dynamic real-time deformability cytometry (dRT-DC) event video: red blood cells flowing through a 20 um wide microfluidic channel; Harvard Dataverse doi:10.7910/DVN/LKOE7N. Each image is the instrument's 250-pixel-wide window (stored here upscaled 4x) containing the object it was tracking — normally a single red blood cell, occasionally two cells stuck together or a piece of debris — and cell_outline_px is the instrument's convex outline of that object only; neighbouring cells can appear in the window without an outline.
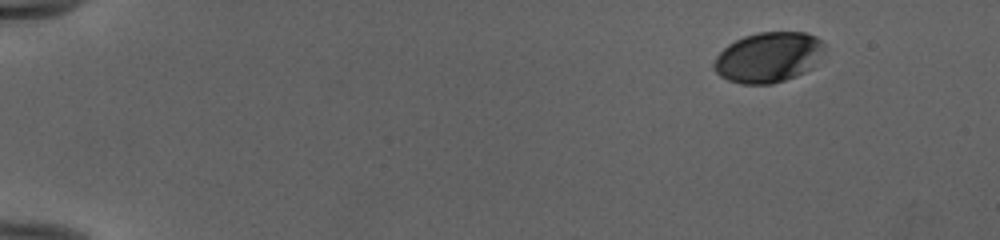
{"species": "human", "species_latin": "Homo sapiens", "temperature_condition": "cold", "stored_images_in_passage": 48, "camera_frame_rate_fps": 3000, "um_per_image_px": 0.085, "donor": {"sex": "female"}, "frame": {"image": 1, "passage_image": 1, "time_ms": 0.0, "image_size_px": [1000, 240], "cell_outline_px": [[824, 52], [812, 68], [796, 76], [772, 84], [740, 84], [728, 80], [720, 76], [716, 72], [712, 64], [716, 56], [728, 44], [744, 36], [756, 32], [804, 32], [816, 36], [824, 44]], "centroid_in_image_um": [65.31, 4.87], "position_along_channel_um": 19.7, "area_um2": 32.54}}
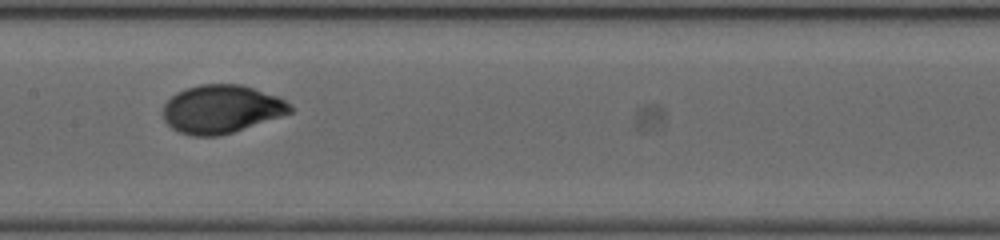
{"frame": {"image": 2, "passage_image": 24, "time_ms": 7.667, "image_size_px": [1000, 240], "cell_outline_px": [[292, 112], [220, 136], [192, 136], [180, 132], [172, 128], [164, 120], [164, 104], [176, 92], [200, 84], [240, 84], [276, 96], [284, 100], [292, 108]], "centroid_in_image_um": [18.78, 9.27], "position_along_channel_um": 188.6, "area_um2": 35.2}}
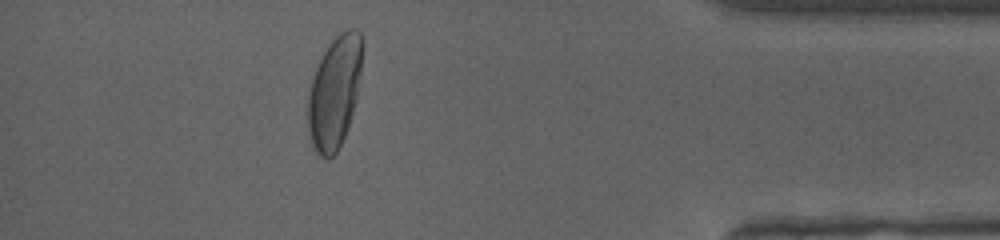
{"frame": {"image": 3, "passage_image": 43, "time_ms": 14.0, "image_size_px": [1000, 240], "cell_outline_px": [[364, 48], [360, 76], [356, 100], [344, 136], [336, 152], [328, 160], [320, 156], [312, 148], [308, 136], [308, 96], [312, 76], [324, 52], [332, 40], [340, 32], [348, 28], [356, 28], [360, 32], [364, 44]], "centroid_in_image_um": [28.44, 7.81], "position_along_channel_um": 406.8, "area_um2": 35.84}, "authors_computed_cell_mechanics": {"area_um2": 34.7378, "velocity_mm_per_s": 3.9753, "shape_relaxation_time_tau1_ms": 3.1158, "shape_relaxation_time_tau2_ms": null, "deformation_change_tau1": 0.1783, "deformation_change_tau2": null}}